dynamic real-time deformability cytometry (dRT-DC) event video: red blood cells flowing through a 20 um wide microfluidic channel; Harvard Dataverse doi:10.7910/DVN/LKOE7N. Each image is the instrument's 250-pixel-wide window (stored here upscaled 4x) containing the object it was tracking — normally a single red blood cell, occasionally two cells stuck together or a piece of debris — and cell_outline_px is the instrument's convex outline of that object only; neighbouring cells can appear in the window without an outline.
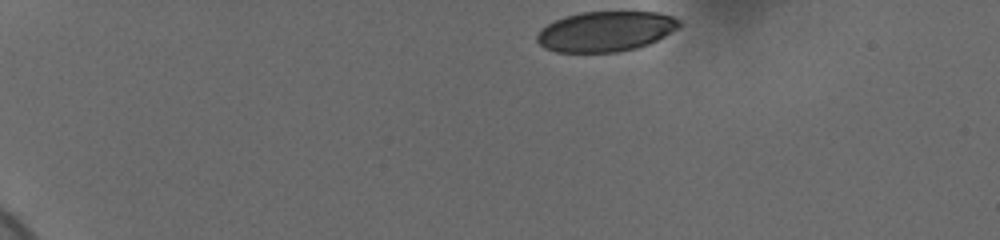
{"species": "human", "species_latin": "Homo sapiens", "temperature_condition": "cold", "stored_images_in_passage": 41, "camera_frame_rate_fps": 3000, "um_per_image_px": 0.085, "donor": {"sex": "female"}, "frame": {"image": 1, "passage_image": 1, "time_ms": 0.0, "image_size_px": [1000, 240], "cell_outline_px": [[680, 24], [676, 28], [664, 36], [648, 44], [636, 48], [616, 52], [556, 52], [544, 48], [536, 40], [536, 36], [548, 24], [564, 16], [580, 12], [656, 12], [672, 16], [680, 20]], "centroid_in_image_um": [51.46, 2.67], "position_along_channel_um": 33.5, "area_um2": 33.0}}
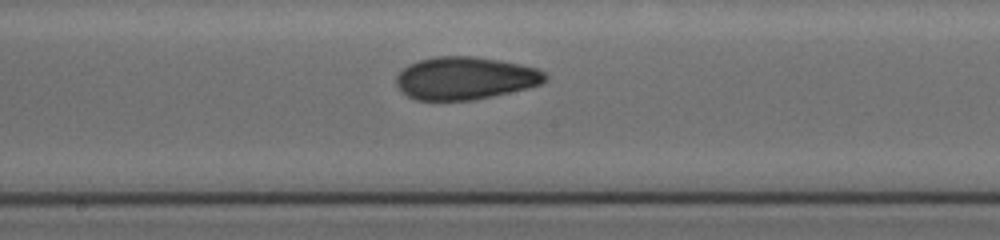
{"frame": {"image": 2, "passage_image": 23, "time_ms": 7.333, "image_size_px": [1000, 240], "cell_outline_px": [[548, 76], [540, 84], [492, 96], [472, 100], [416, 100], [400, 92], [396, 84], [396, 76], [408, 64], [420, 60], [436, 56], [472, 56], [500, 60], [536, 68], [544, 72]], "centroid_in_image_um": [39.48, 6.64], "position_along_channel_um": 208.7, "area_um2": 36.82}}
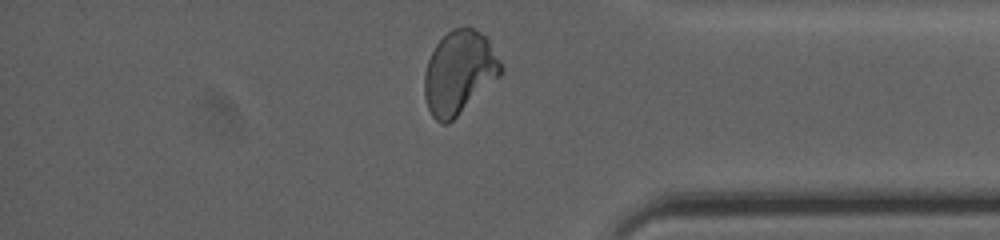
{"frame": {"image": 3, "passage_image": 39, "time_ms": 12.667, "image_size_px": [1000, 240], "cell_outline_px": [[504, 68], [500, 76], [448, 124], [440, 124], [432, 116], [428, 108], [424, 96], [424, 72], [428, 60], [436, 44], [452, 28], [472, 28], [480, 32], [488, 40], [500, 60]], "centroid_in_image_um": [39.01, 6.17], "position_along_channel_um": 396.2, "area_um2": 36.82}, "authors_computed_cell_mechanics": {"area_um2": 36.5296, "velocity_mm_per_s": 3.6913, "shape_relaxation_time_tau1_ms": 3.7214, "shape_relaxation_time_tau2_ms": 2.0641, "deformation_change_tau1": 0.1294, "deformation_change_tau2": 0.0731}}